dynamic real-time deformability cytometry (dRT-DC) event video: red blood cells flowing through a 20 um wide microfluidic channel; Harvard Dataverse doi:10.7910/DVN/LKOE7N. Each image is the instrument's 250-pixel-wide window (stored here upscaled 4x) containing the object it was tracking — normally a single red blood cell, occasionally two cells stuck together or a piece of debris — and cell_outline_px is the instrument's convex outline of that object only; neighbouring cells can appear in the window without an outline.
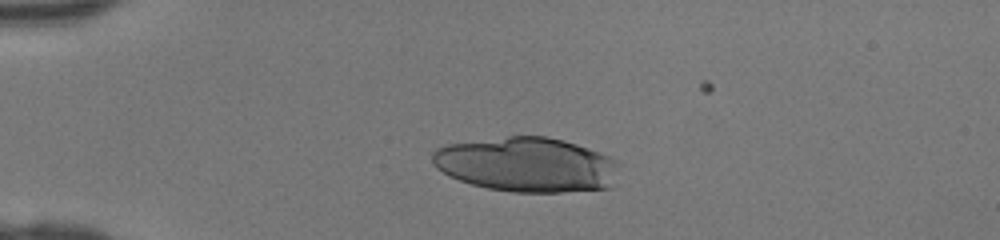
{"species": "human", "species_latin": "Homo sapiens", "temperature_condition": "room temperature", "stored_images_in_passage": 8, "camera_frame_rate_fps": 3000, "um_per_image_px": 0.085, "donor": {"sex": "female"}, "frame": {"image": 1, "passage_image": 1, "time_ms": 0.0, "image_size_px": [1000, 240], "cell_outline_px": [[620, 164], [612, 188], [560, 192], [512, 192], [488, 188], [472, 184], [448, 176], [436, 168], [432, 164], [432, 152], [436, 148], [448, 144], [508, 136], [544, 136], [564, 140], [600, 152], [616, 160]], "centroid_in_image_um": [44.78, 14.0], "position_along_channel_um": 40.2, "area_um2": 59.82}}